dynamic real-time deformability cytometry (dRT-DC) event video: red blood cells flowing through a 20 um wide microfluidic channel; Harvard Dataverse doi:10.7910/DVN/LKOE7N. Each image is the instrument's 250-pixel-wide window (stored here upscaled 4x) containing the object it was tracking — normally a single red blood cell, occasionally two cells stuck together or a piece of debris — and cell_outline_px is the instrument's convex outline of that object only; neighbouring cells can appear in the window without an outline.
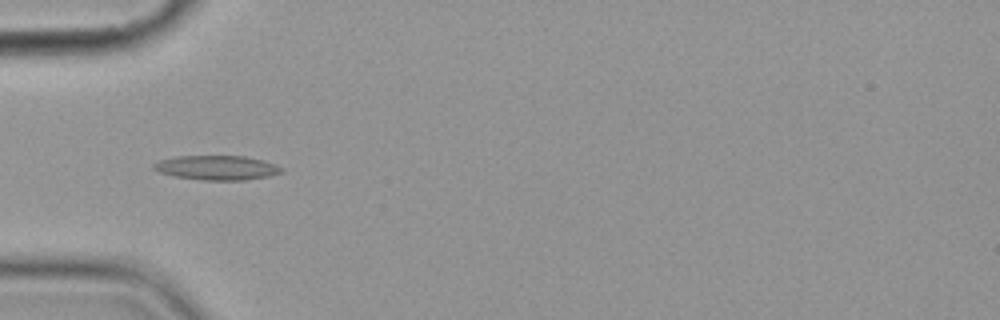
{"species": "common noctule bat (a hibernating species)", "species_latin": "Nyctalus noctula", "temperature_condition": "cold", "stored_images_in_passage": 9, "camera_frame_rate_fps": 3000, "um_per_image_px": 0.085, "animal": {"sex": "female", "body_mass_g": 19.9}, "frame": {"image": 1, "passage_image": 6, "time_ms": 6.0, "image_size_px": [1000, 320], "cell_outline_px": [[284, 172], [268, 176], [244, 180], [204, 180], [176, 176], [160, 172], [152, 168], [152, 164], [160, 160], [176, 156], [244, 156], [260, 160], [284, 168]], "centroid_in_image_um": [18.42, 14.25], "position_along_channel_um": 66.6, "area_um2": 17.98}}
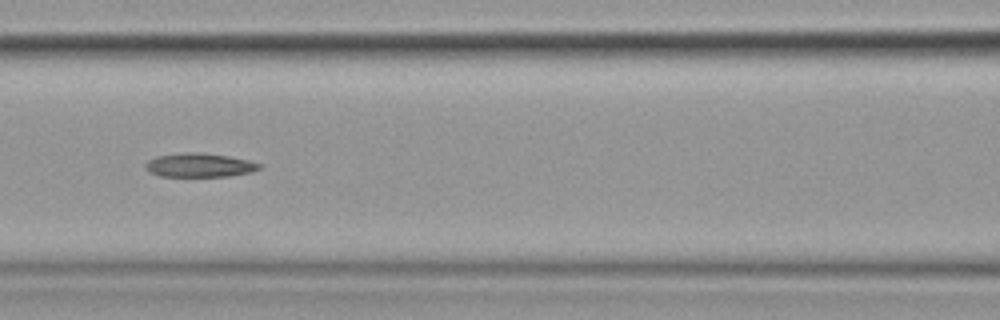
{"frame": {"image": 2, "passage_image": 8, "time_ms": 8.333, "image_size_px": [1000, 320], "cell_outline_px": [[260, 168], [252, 172], [228, 176], [160, 176], [148, 172], [144, 164], [148, 160], [156, 156], [188, 152], [196, 152], [228, 156], [248, 160], [260, 164]], "centroid_in_image_um": [16.92, 14.04], "position_along_channel_um": 149.7, "area_um2": 15.72}}
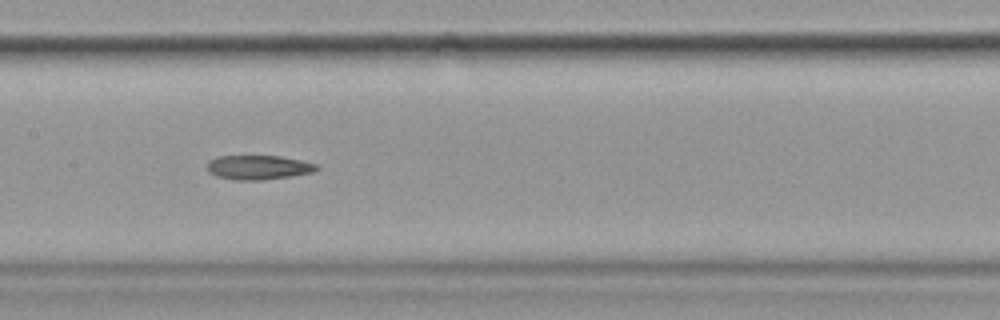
{"frame": {"image": 3, "passage_image": 9, "time_ms": 9.333, "image_size_px": [1000, 320], "cell_outline_px": [[320, 168], [312, 172], [292, 176], [260, 180], [232, 180], [216, 176], [208, 172], [208, 160], [216, 156], [280, 156], [300, 160], [316, 164]], "centroid_in_image_um": [21.93, 14.23], "position_along_channel_um": 185.5, "area_um2": 15.55}}